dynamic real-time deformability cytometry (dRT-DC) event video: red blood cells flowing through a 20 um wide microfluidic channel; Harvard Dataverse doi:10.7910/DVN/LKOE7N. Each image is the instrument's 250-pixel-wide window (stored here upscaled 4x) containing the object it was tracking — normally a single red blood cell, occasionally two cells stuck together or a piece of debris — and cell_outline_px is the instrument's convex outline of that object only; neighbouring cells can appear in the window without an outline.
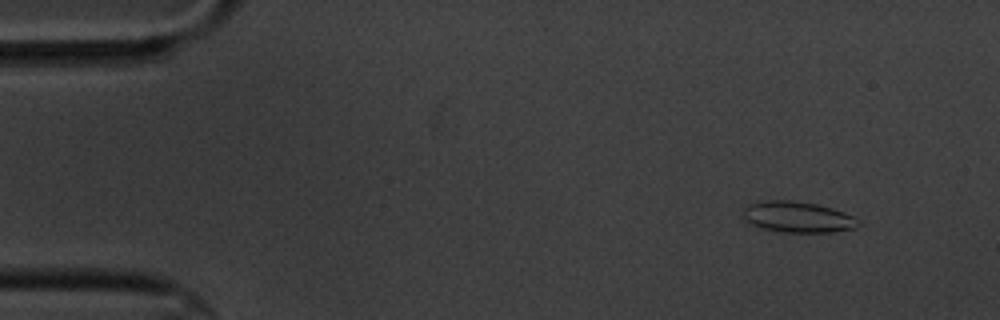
{"species": "common noctule bat (a hibernating species)", "species_latin": "Nyctalus noctula", "temperature_condition": "cold", "stored_images_in_passage": 15, "camera_frame_rate_fps": 3000, "um_per_image_px": 0.085, "animal": {"sex": "male", "body_mass_g": 20.1, "forearm_length_mm": 53.5}, "frame": {"image": 1, "passage_image": 2, "time_ms": 1.333, "image_size_px": [1000, 320], "cell_outline_px": [[864, 224], [856, 228], [832, 232], [784, 232], [764, 228], [752, 224], [744, 220], [744, 208], [748, 204], [756, 200], [792, 200], [816, 204], [832, 208], [844, 212], [860, 220]], "centroid_in_image_um": [67.83, 18.43], "position_along_channel_um": 17.2, "area_um2": 20.98}}
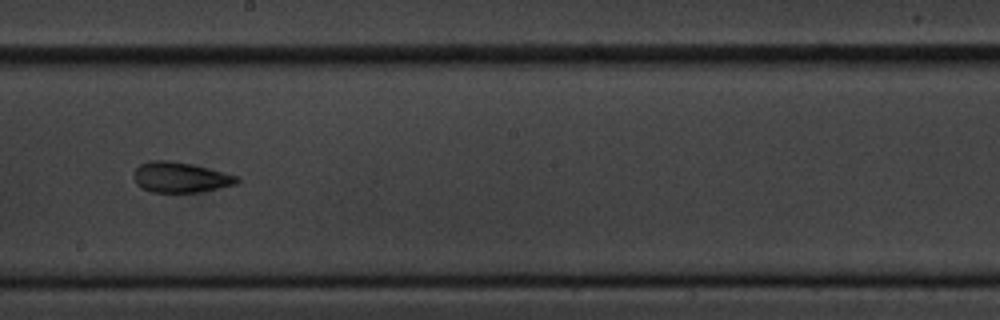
{"frame": {"image": 2, "passage_image": 9, "time_ms": 10.333, "image_size_px": [1000, 320], "cell_outline_px": [[240, 180], [236, 184], [220, 188], [200, 192], [152, 192], [140, 188], [136, 184], [136, 168], [140, 164], [148, 160], [168, 160], [192, 164], [240, 176]], "centroid_in_image_um": [15.37, 15.07], "position_along_channel_um": 232.8, "area_um2": 18.32}}
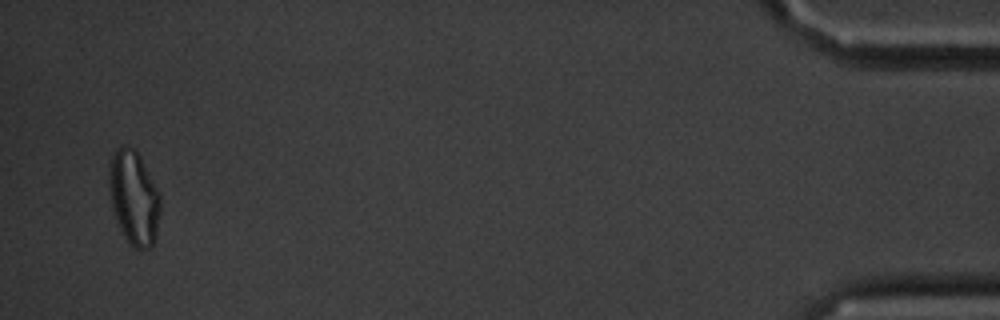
{"frame": {"image": 3, "passage_image": 15, "time_ms": 18.333, "image_size_px": [1000, 320], "cell_outline_px": [[160, 212], [156, 236], [152, 248], [136, 248], [124, 236], [120, 228], [112, 208], [108, 180], [108, 176], [112, 156], [116, 148], [120, 144], [128, 144], [136, 148], [160, 192]], "centroid_in_image_um": [11.39, 16.74], "position_along_channel_um": 423.8, "area_um2": 28.38}, "authors_computed_cell_mechanics": {"area_um2": 19.363, "velocity_mm_per_s": 3.4346, "shape_relaxation_time_tau1_ms": 5.4706, "shape_relaxation_time_tau2_ms": 2.4969, "deformation_change_tau1": 0.1531, "deformation_change_tau2": 0.1137}}